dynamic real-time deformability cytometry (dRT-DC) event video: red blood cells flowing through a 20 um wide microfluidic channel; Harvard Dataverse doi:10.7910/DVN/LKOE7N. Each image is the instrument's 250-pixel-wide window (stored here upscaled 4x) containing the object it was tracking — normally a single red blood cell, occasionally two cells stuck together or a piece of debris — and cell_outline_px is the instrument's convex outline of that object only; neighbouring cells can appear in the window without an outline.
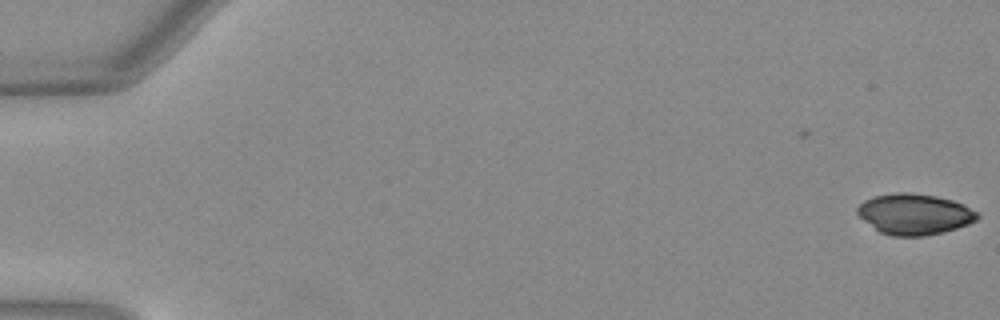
{"species": "Egyptian fruit bat (a non-hibernating species)", "species_latin": "Rousettus aegyptiacus", "temperature_condition": "warm", "stored_images_in_passage": 10, "camera_frame_rate_fps": 3000, "um_per_image_px": 0.085, "animal": {"sex": "female"}, "frame": {"image": 1, "passage_image": 1, "time_ms": 0.0, "image_size_px": [1000, 320], "cell_outline_px": [[980, 216], [976, 220], [968, 224], [944, 232], [924, 236], [892, 236], [880, 232], [864, 220], [856, 212], [856, 208], [864, 200], [876, 196], [896, 192], [912, 192], [936, 196], [952, 200], [964, 204], [976, 212]], "centroid_in_image_um": [77.73, 18.2], "position_along_channel_um": 7.3, "area_um2": 28.5}}